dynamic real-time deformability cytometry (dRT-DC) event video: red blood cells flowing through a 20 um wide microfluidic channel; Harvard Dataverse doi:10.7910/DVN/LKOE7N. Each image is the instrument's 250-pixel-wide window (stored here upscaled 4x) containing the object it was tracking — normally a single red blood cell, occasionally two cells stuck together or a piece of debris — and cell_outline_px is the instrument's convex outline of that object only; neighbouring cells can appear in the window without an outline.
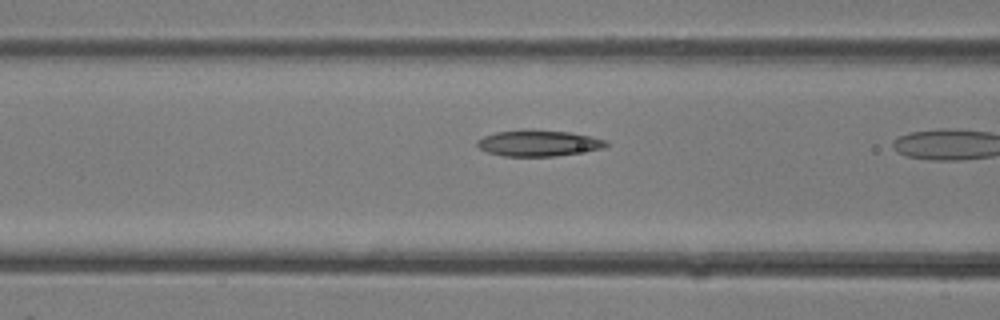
{"species": "common noctule bat (a hibernating species)", "species_latin": "Nyctalus noctula", "temperature_condition": "room temperature", "stored_images_in_passage": 5, "camera_frame_rate_fps": 3000, "um_per_image_px": 0.085, "animal": {"sex": "female"}, "frame": {"image": 1, "passage_image": 4, "time_ms": 1.0, "image_size_px": [1000, 320], "cell_outline_px": [[608, 144], [604, 148], [556, 156], [504, 156], [488, 152], [480, 148], [476, 144], [476, 140], [484, 136], [496, 132], [524, 128], [568, 132], [588, 136], [604, 140]], "centroid_in_image_um": [45.71, 12.15], "position_along_channel_um": 120.9, "area_um2": 19.59}}